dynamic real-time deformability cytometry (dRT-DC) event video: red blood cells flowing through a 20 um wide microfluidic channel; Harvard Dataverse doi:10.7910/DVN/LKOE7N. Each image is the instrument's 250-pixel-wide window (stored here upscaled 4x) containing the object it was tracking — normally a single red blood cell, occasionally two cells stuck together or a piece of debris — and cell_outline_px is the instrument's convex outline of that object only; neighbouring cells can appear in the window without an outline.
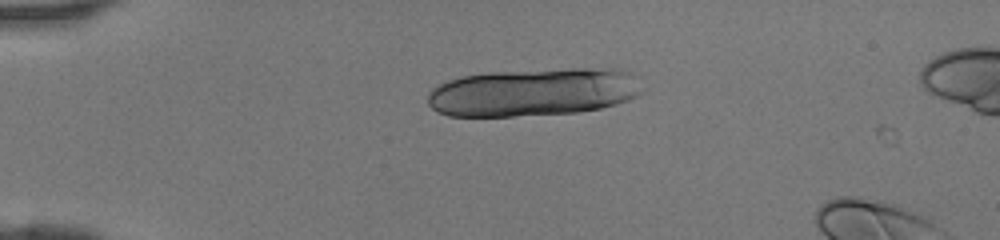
{"species": "human", "species_latin": "Homo sapiens", "temperature_condition": "room temperature", "stored_images_in_passage": 2, "camera_frame_rate_fps": 3000, "um_per_image_px": 0.085, "donor": {"sex": "female"}, "frame": {"image": 1, "passage_image": 1, "time_ms": 0.0, "image_size_px": [1000, 240], "cell_outline_px": [[644, 92], [628, 100], [616, 104], [600, 108], [576, 112], [512, 116], [448, 116], [436, 112], [428, 104], [428, 92], [432, 88], [448, 80], [464, 76], [488, 72], [572, 68], [616, 68], [628, 72]], "centroid_in_image_um": [45.3, 7.83], "position_along_channel_um": 39.7, "area_um2": 59.94}}